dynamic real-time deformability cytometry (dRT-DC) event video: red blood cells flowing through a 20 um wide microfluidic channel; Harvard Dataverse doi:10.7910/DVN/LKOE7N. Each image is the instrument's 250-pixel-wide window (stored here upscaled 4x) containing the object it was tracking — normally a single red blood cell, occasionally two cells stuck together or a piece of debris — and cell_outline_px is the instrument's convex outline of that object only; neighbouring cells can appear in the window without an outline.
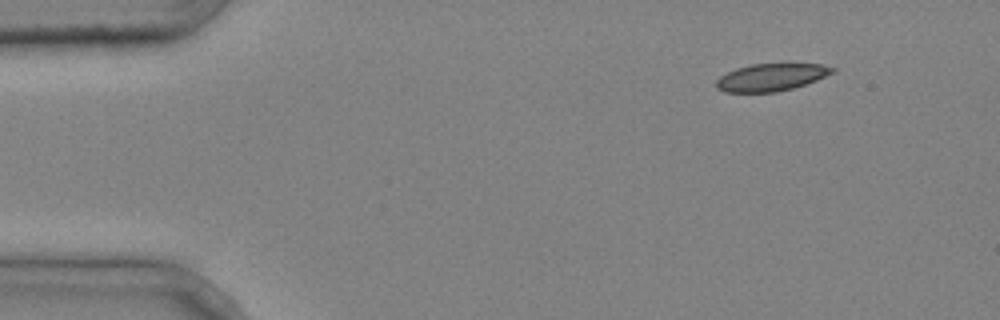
{"species": "common noctule bat (a hibernating species)", "species_latin": "Nyctalus noctula", "temperature_condition": "cold", "stored_images_in_passage": 4, "camera_frame_rate_fps": 3000, "um_per_image_px": 0.085, "animal": {"sex": "male", "body_mass_g": 20.4}, "frame": {"image": 1, "passage_image": 1, "time_ms": 0.0, "image_size_px": [1000, 320], "cell_outline_px": [[836, 72], [816, 80], [792, 88], [776, 92], [724, 92], [716, 88], [716, 80], [720, 76], [736, 68], [752, 64], [820, 64], [836, 68]], "centroid_in_image_um": [65.54, 6.57], "position_along_channel_um": 19.5, "area_um2": 18.44}}
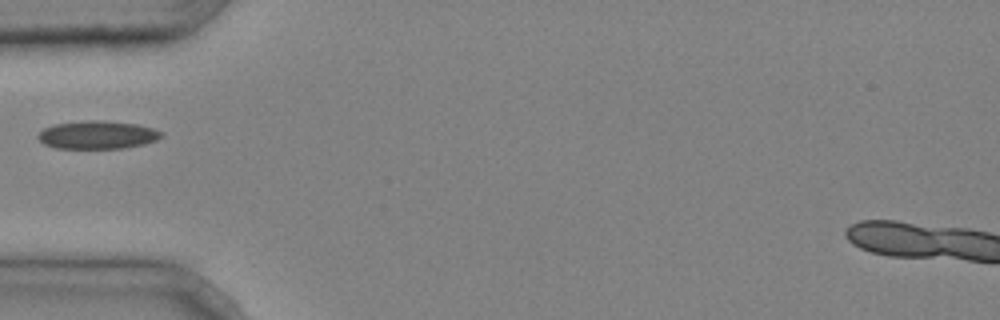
{"frame": {"image": 2, "passage_image": 4, "time_ms": 1.0, "image_size_px": [1000, 320], "cell_outline_px": [[164, 136], [156, 140], [144, 144], [124, 148], [56, 148], [44, 144], [36, 136], [44, 128], [52, 124], [88, 120], [100, 120], [136, 124], [152, 128], [164, 132]], "centroid_in_image_um": [8.29, 11.46], "position_along_channel_um": 76.7, "area_um2": 20.23}}